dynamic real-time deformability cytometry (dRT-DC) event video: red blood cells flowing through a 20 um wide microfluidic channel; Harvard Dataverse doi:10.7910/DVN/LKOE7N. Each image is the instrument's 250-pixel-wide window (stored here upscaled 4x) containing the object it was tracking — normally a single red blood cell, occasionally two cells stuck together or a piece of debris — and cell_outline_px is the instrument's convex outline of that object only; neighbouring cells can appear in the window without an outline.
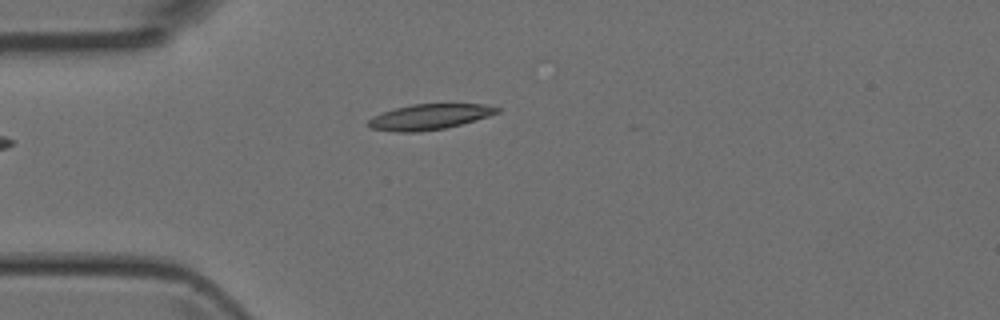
{"species": "Egyptian fruit bat (a non-hibernating species)", "species_latin": "Rousettus aegyptiacus", "temperature_condition": "room temperature", "stored_images_in_passage": 2, "camera_frame_rate_fps": 3000, "um_per_image_px": 0.085, "animal": {"sex": "female"}, "frame": {"image": 1, "passage_image": 1, "time_ms": 0.0, "image_size_px": [1000, 320], "cell_outline_px": [[500, 112], [488, 116], [460, 124], [444, 128], [420, 132], [396, 132], [372, 128], [368, 124], [368, 120], [372, 116], [396, 108], [412, 104], [484, 104], [500, 108]], "centroid_in_image_um": [36.5, 9.93], "position_along_channel_um": 48.5, "area_um2": 18.9}}